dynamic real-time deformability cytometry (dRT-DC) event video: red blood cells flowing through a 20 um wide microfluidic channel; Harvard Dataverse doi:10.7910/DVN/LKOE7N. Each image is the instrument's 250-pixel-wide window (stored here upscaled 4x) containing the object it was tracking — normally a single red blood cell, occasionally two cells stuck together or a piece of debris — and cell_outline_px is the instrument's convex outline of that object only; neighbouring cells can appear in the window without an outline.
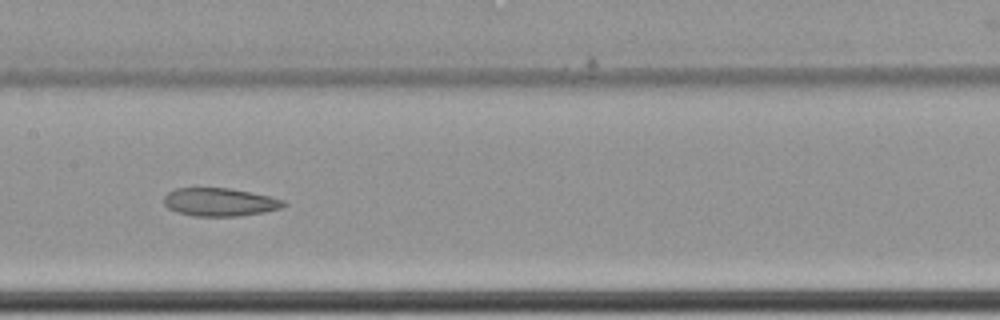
{"species": "common noctule bat (a hibernating species)", "species_latin": "Nyctalus noctula", "temperature_condition": "cold", "stored_images_in_passage": 12, "camera_frame_rate_fps": 3000, "um_per_image_px": 0.085, "animal": {"sex": "female", "body_mass_g": 22.7, "forearm_length_mm": 54.2}, "frame": {"image": 1, "passage_image": 9, "time_ms": 2.667, "image_size_px": [1000, 320], "cell_outline_px": [[288, 204], [280, 208], [264, 212], [240, 216], [192, 216], [176, 212], [168, 208], [164, 204], [164, 196], [168, 192], [176, 188], [228, 188], [268, 196], [284, 200]], "centroid_in_image_um": [18.65, 17.18], "position_along_channel_um": 188.7, "area_um2": 19.59}}
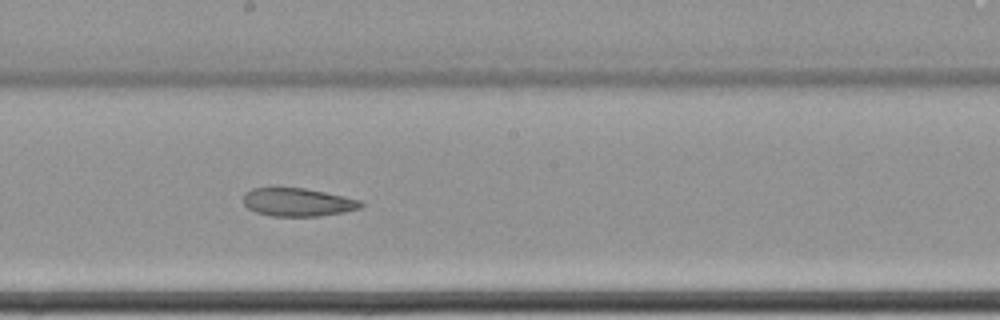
{"frame": {"image": 2, "passage_image": 10, "time_ms": 3.0, "image_size_px": [1000, 320], "cell_outline_px": [[364, 204], [360, 208], [344, 212], [320, 216], [272, 216], [256, 212], [248, 208], [244, 204], [244, 192], [252, 188], [304, 188], [324, 192], [360, 200]], "centroid_in_image_um": [25.3, 17.19], "position_along_channel_um": 222.9, "area_um2": 19.19}}
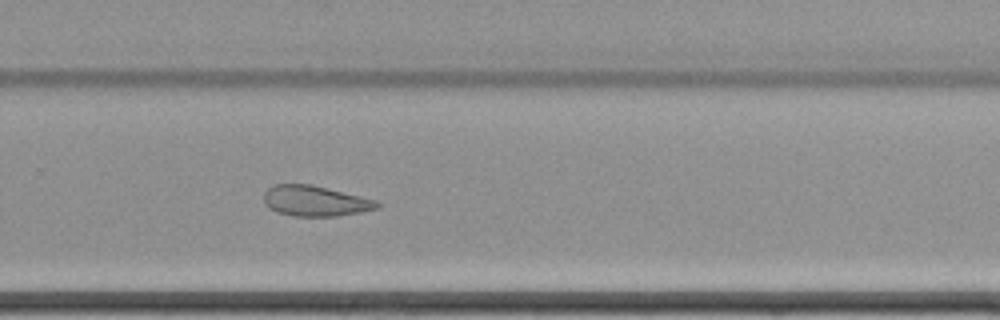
{"frame": {"image": 3, "passage_image": 12, "time_ms": 3.667, "image_size_px": [1000, 320], "cell_outline_px": [[380, 208], [360, 212], [336, 216], [292, 216], [276, 212], [268, 208], [264, 204], [264, 192], [272, 184], [308, 184], [380, 200]], "centroid_in_image_um": [26.79, 17.08], "position_along_channel_um": 303.0, "area_um2": 20.35}}